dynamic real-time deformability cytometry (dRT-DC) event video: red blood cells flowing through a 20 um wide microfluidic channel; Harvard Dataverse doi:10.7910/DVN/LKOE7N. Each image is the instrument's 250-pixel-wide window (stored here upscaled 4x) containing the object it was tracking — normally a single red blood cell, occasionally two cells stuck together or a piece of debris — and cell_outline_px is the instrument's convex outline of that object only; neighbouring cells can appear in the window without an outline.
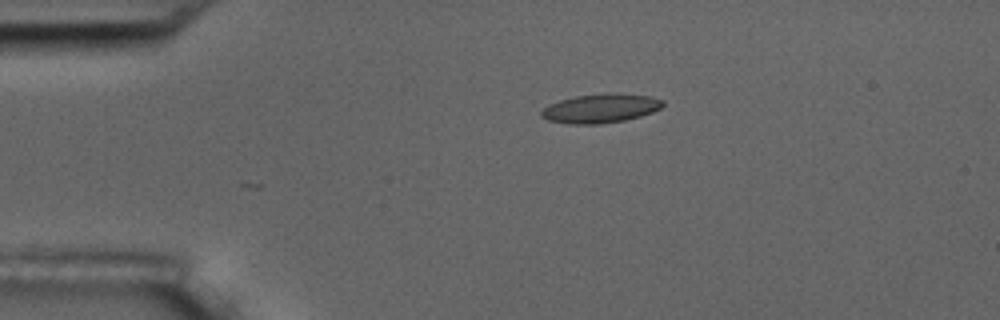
{"species": "common noctule bat (a hibernating species)", "species_latin": "Nyctalus noctula", "temperature_condition": "room temperature", "stored_images_in_passage": 3, "camera_frame_rate_fps": 3000, "um_per_image_px": 0.085, "animal": {"sex": "male", "body_mass_g": 17.5, "forearm_length_mm": 52.3}, "frame": {"image": 1, "passage_image": 1, "time_ms": 0.0, "image_size_px": [1000, 320], "cell_outline_px": [[664, 104], [660, 108], [652, 112], [640, 116], [624, 120], [600, 124], [568, 124], [548, 120], [540, 116], [540, 112], [548, 104], [560, 100], [576, 96], [608, 92], [652, 96], [664, 100]], "centroid_in_image_um": [51.04, 9.2], "position_along_channel_um": 34.0, "area_um2": 20.69}}
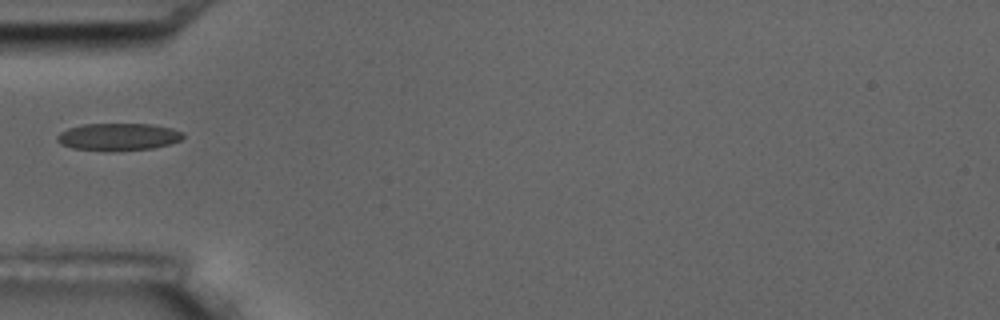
{"frame": {"image": 2, "passage_image": 3, "time_ms": 2.333, "image_size_px": [1000, 320], "cell_outline_px": [[184, 136], [180, 140], [168, 144], [152, 148], [112, 152], [72, 148], [60, 144], [56, 140], [56, 136], [60, 132], [68, 128], [84, 124], [152, 124], [172, 128], [184, 132]], "centroid_in_image_um": [10.03, 11.64], "position_along_channel_um": 75.0, "area_um2": 20.29}}